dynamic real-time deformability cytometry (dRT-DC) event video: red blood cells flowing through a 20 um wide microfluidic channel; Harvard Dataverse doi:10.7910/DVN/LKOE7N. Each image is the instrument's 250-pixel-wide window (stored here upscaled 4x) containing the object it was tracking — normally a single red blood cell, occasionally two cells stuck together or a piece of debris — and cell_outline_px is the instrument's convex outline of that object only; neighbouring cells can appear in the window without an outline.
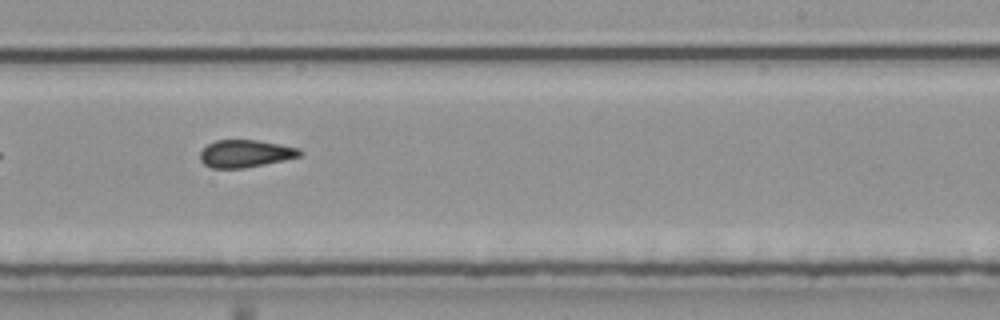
{"species": "common noctule bat (a hibernating species)", "species_latin": "Nyctalus noctula", "temperature_condition": "room temperature", "stored_images_in_passage": 35, "camera_frame_rate_fps": 3000, "um_per_image_px": 0.085, "animal": {"sex": "male", "body_mass_g": 20.4}, "frame": {"image": 1, "passage_image": 16, "time_ms": 5.0, "image_size_px": [1000, 320], "cell_outline_px": [[304, 152], [300, 156], [284, 160], [244, 168], [212, 168], [204, 164], [200, 160], [200, 152], [208, 144], [216, 140], [256, 140], [280, 144], [300, 148]], "centroid_in_image_um": [20.87, 13.05], "position_along_channel_um": 268.1, "area_um2": 15.95}}
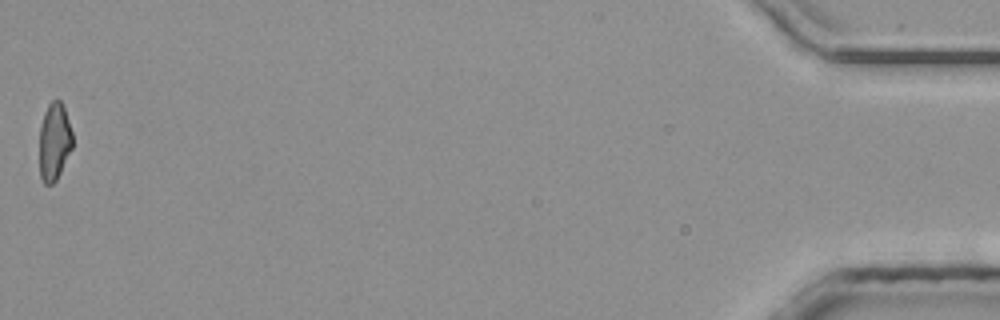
{"frame": {"image": 2, "passage_image": 35, "time_ms": 11.333, "image_size_px": [1000, 320], "cell_outline_px": [[72, 148], [56, 180], [52, 184], [44, 184], [40, 180], [40, 128], [44, 112], [48, 104], [52, 100], [60, 100], [64, 108], [72, 132]], "centroid_in_image_um": [4.61, 12.05], "position_along_channel_um": 430.6, "area_um2": 14.85}}